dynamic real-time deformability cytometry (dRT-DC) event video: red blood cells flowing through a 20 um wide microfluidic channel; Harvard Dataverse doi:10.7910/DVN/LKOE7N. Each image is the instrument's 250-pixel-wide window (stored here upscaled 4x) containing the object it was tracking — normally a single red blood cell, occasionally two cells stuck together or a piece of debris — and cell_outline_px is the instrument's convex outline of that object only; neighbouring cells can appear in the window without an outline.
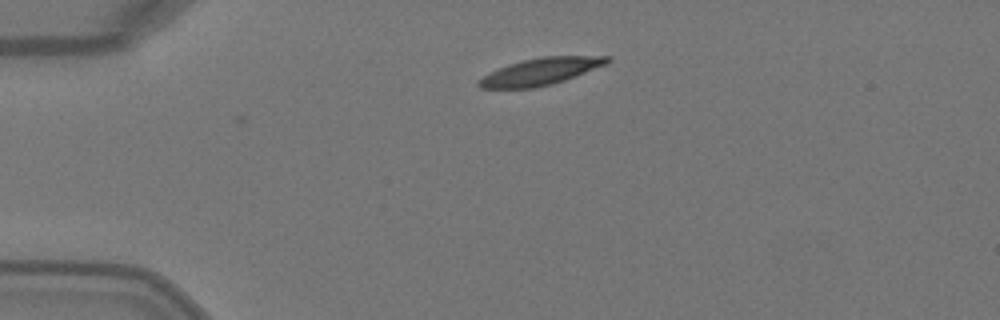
{"species": "Egyptian fruit bat (a non-hibernating species)", "species_latin": "Rousettus aegyptiacus", "temperature_condition": "warm", "stored_images_in_passage": 2, "camera_frame_rate_fps": 3000, "um_per_image_px": 0.085, "animal": {"sex": "female"}, "frame": {"image": 1, "passage_image": 2, "time_ms": 0.333, "image_size_px": [1000, 320], "cell_outline_px": [[612, 60], [608, 64], [564, 80], [552, 84], [536, 88], [480, 88], [476, 84], [476, 80], [508, 64], [540, 56], [612, 56]], "centroid_in_image_um": [45.98, 6.07], "position_along_channel_um": 39.0, "area_um2": 20.17}}